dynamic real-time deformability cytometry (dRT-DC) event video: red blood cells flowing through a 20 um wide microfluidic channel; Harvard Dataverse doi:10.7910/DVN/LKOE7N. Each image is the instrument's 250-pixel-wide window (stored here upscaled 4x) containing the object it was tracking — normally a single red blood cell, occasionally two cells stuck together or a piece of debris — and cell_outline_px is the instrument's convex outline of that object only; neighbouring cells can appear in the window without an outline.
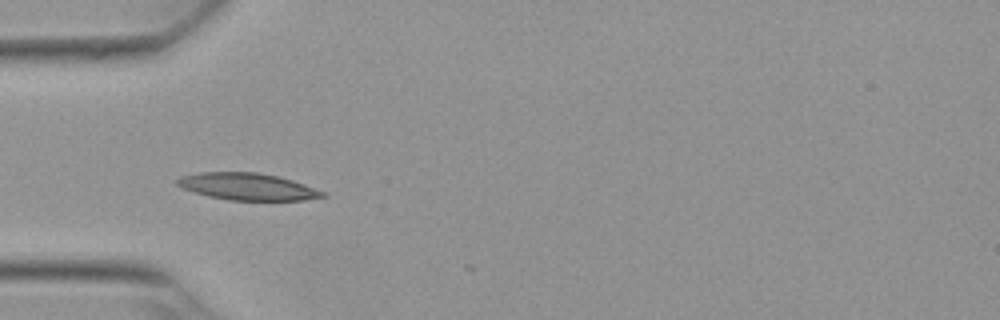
{"species": "Egyptian fruit bat (a non-hibernating species)", "species_latin": "Rousettus aegyptiacus", "temperature_condition": "warm", "stored_images_in_passage": 2, "camera_frame_rate_fps": 3000, "um_per_image_px": 0.085, "animal": {"sex": "female"}, "frame": {"image": 1, "passage_image": 1, "time_ms": 0.0, "image_size_px": [1000, 320], "cell_outline_px": [[328, 196], [304, 200], [228, 200], [208, 196], [180, 188], [176, 184], [176, 180], [180, 176], [200, 172], [256, 172], [276, 176], [292, 180], [324, 192]], "centroid_in_image_um": [20.98, 15.86], "position_along_channel_um": 64.0, "area_um2": 22.77}}